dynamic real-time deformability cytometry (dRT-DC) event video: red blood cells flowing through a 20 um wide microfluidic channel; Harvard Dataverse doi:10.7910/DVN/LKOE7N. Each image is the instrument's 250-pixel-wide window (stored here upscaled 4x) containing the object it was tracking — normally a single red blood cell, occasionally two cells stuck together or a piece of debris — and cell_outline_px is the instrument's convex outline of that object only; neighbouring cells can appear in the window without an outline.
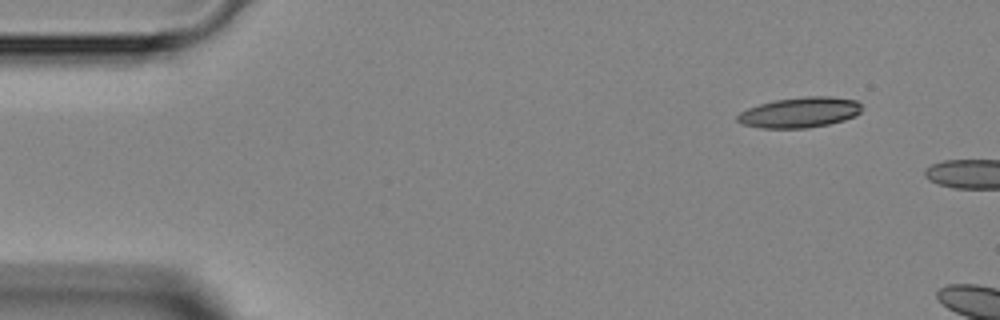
{"species": "Egyptian fruit bat (a non-hibernating species)", "species_latin": "Rousettus aegyptiacus", "temperature_condition": "room temperature", "stored_images_in_passage": 3, "camera_frame_rate_fps": 3000, "um_per_image_px": 0.085, "animal": {"sex": "female"}, "frame": {"image": 1, "passage_image": 1, "time_ms": 0.0, "image_size_px": [1000, 320], "cell_outline_px": [[860, 112], [856, 116], [844, 120], [828, 124], [808, 128], [760, 128], [740, 124], [736, 120], [736, 116], [740, 112], [748, 108], [760, 104], [776, 100], [808, 96], [828, 96], [856, 100], [860, 104]], "centroid_in_image_um": [67.95, 9.56], "position_along_channel_um": 17.0, "area_um2": 22.02}}